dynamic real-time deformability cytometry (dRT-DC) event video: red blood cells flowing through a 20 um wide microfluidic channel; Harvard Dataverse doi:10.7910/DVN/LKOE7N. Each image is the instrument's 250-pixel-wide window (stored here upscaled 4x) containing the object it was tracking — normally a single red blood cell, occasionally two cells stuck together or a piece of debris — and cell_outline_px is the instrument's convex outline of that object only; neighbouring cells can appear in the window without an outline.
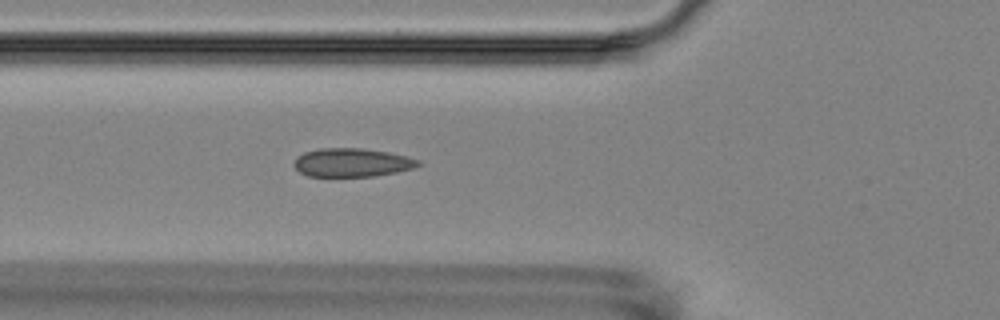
{"species": "Egyptian fruit bat (a non-hibernating species)", "species_latin": "Rousettus aegyptiacus", "temperature_condition": "room temperature", "stored_images_in_passage": 2, "camera_frame_rate_fps": 3000, "um_per_image_px": 0.085, "animal": {"sex": "female"}, "frame": {"image": 1, "passage_image": 2, "time_ms": 1.0, "image_size_px": [1000, 320], "cell_outline_px": [[420, 164], [412, 168], [396, 172], [376, 176], [308, 176], [300, 172], [292, 164], [296, 156], [304, 152], [320, 148], [364, 148], [388, 152], [420, 160]], "centroid_in_image_um": [29.87, 13.81], "position_along_channel_um": 95.9, "area_um2": 20.63}}